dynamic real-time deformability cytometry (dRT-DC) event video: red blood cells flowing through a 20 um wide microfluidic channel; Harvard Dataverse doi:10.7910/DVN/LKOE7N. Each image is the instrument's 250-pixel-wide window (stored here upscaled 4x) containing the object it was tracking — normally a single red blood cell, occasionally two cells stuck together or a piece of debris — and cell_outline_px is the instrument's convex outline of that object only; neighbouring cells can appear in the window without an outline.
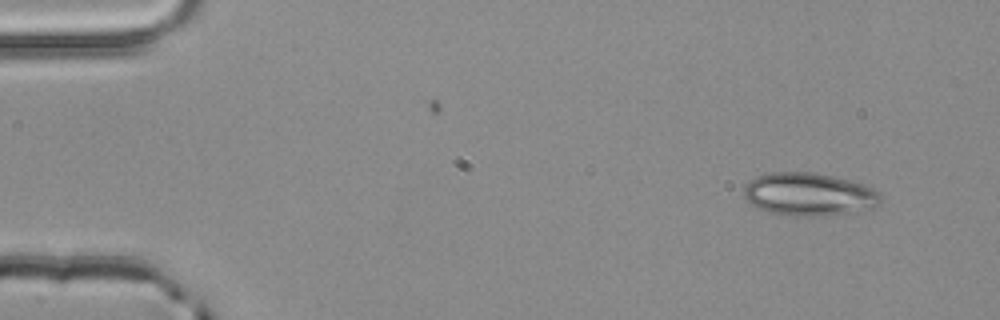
{"species": "common noctule bat (a hibernating species)", "species_latin": "Nyctalus noctula", "temperature_condition": "room temperature", "stored_images_in_passage": 3, "camera_frame_rate_fps": 3000, "um_per_image_px": 0.085, "animal": {"sex": "male", "body_mass_g": 20.4}, "frame": {"image": 1, "passage_image": 3, "time_ms": 0.667, "image_size_px": [1000, 320], "cell_outline_px": [[880, 204], [872, 208], [848, 212], [812, 216], [792, 216], [768, 212], [744, 200], [744, 188], [748, 180], [756, 176], [772, 172], [812, 172], [832, 176], [864, 184], [872, 188], [880, 196]], "centroid_in_image_um": [68.7, 16.5], "position_along_channel_um": 16.3, "area_um2": 33.99}}